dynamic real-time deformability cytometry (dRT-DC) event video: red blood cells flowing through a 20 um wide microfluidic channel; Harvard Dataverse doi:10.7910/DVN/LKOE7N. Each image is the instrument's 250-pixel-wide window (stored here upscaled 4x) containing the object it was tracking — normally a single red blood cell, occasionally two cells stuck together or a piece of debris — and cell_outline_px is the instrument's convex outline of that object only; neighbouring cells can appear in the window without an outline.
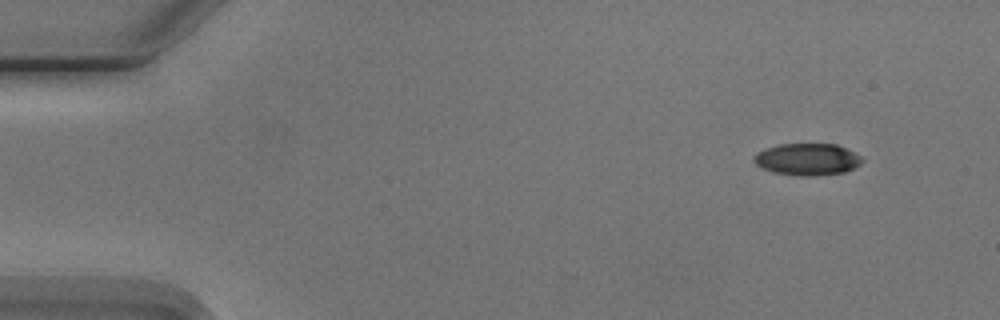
{"species": "Egyptian fruit bat (a non-hibernating species)", "species_latin": "Rousettus aegyptiacus", "temperature_condition": "cold", "stored_images_in_passage": 4, "camera_frame_rate_fps": 3000, "um_per_image_px": 0.085, "animal": {"sex": "male"}, "frame": {"image": 1, "passage_image": 1, "time_ms": 0.0, "image_size_px": [1000, 320], "cell_outline_px": [[864, 160], [856, 168], [844, 172], [816, 176], [800, 176], [772, 172], [756, 164], [752, 160], [752, 156], [756, 152], [780, 144], [836, 144], [860, 156]], "centroid_in_image_um": [68.61, 13.55], "position_along_channel_um": 16.4, "area_um2": 20.11}}
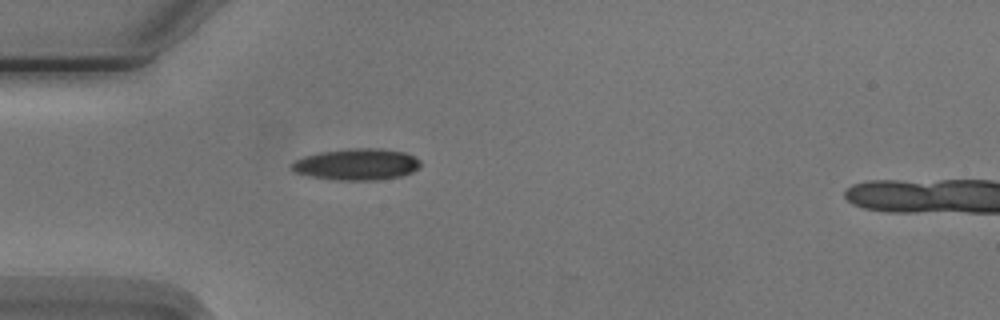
{"frame": {"image": 2, "passage_image": 4, "time_ms": 3.667, "image_size_px": [1000, 320], "cell_outline_px": [[420, 168], [412, 172], [400, 176], [380, 180], [336, 180], [312, 176], [296, 172], [292, 168], [292, 164], [296, 160], [304, 156], [320, 152], [352, 148], [376, 148], [404, 152], [420, 160]], "centroid_in_image_um": [30.36, 13.97], "position_along_channel_um": 54.6, "area_um2": 23.41}}